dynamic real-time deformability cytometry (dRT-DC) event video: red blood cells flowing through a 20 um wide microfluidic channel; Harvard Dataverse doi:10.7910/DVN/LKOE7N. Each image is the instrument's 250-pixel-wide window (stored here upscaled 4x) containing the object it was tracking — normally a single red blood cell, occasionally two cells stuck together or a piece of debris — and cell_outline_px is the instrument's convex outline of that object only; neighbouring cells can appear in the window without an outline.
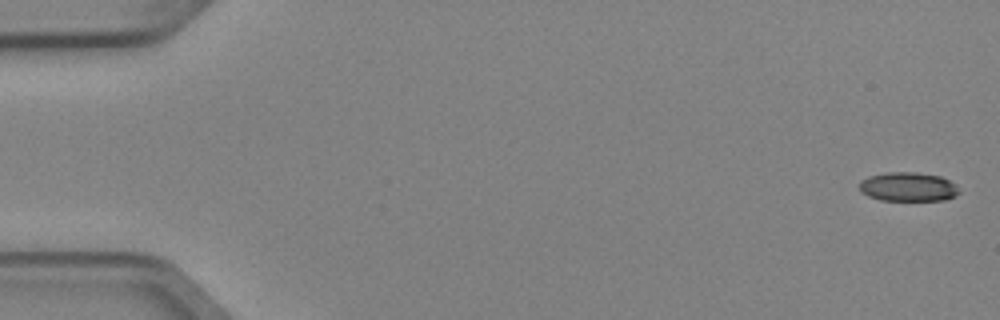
{"species": "Egyptian fruit bat (a non-hibernating species)", "species_latin": "Rousettus aegyptiacus", "temperature_condition": "cold", "stored_images_in_passage": 6, "segment_of_instrument_passage": [2, 2], "camera_frame_rate_fps": 3000, "um_per_image_px": 0.085, "animal": {"sex": "female"}, "frame": {"image": 1, "passage_image": 6, "time_ms": 1.667, "image_size_px": [1000, 320], "cell_outline_px": [[960, 192], [956, 196], [944, 200], [880, 200], [868, 196], [860, 192], [860, 180], [868, 176], [884, 172], [916, 172], [940, 176], [956, 184]], "centroid_in_image_um": [77.18, 15.87], "position_along_channel_um": 7.8, "area_um2": 17.05}}